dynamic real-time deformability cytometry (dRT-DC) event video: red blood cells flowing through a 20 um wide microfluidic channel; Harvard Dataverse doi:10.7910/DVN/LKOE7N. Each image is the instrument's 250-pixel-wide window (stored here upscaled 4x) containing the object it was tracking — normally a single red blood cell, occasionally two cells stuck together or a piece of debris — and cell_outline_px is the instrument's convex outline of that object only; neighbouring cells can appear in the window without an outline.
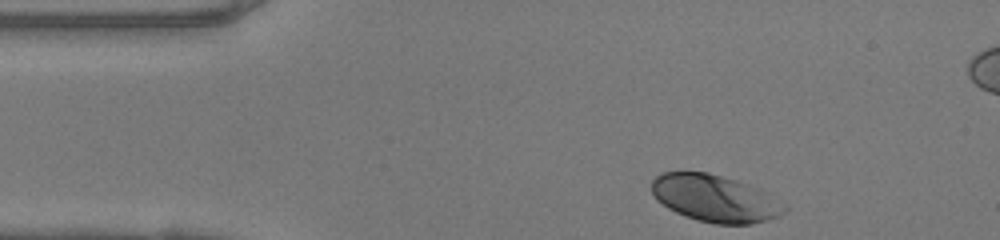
{"species": "human", "species_latin": "Homo sapiens", "temperature_condition": "warm", "stored_images_in_passage": 33, "camera_frame_rate_fps": 3000, "um_per_image_px": 0.085, "donor": {"sex": "female"}, "frame": {"image": 1, "passage_image": 1, "time_ms": 0.0, "image_size_px": [1000, 240], "cell_outline_px": [[788, 208], [780, 216], [768, 220], [752, 224], [716, 224], [684, 216], [668, 208], [656, 200], [652, 192], [652, 180], [656, 176], [664, 172], [708, 172], [736, 180], [760, 188], [788, 204]], "centroid_in_image_um": [60.83, 16.87], "position_along_channel_um": 24.2, "area_um2": 36.76}}
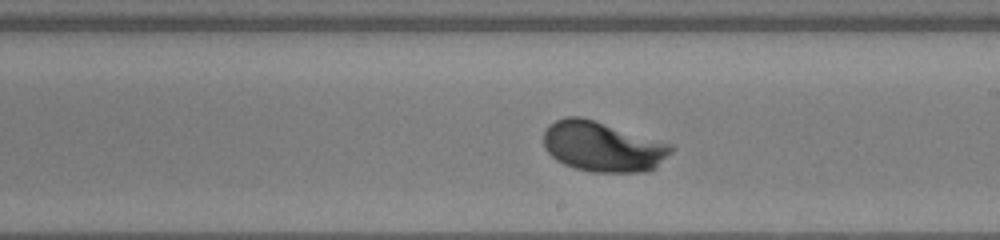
{"frame": {"image": 2, "passage_image": 21, "time_ms": 6.667, "image_size_px": [1000, 240], "cell_outline_px": [[676, 148], [656, 168], [648, 172], [592, 172], [576, 168], [564, 164], [556, 160], [544, 148], [544, 132], [548, 124], [556, 120], [568, 116], [580, 116], [672, 144]], "centroid_in_image_um": [51.24, 12.47], "position_along_channel_um": 237.8, "area_um2": 37.34}}
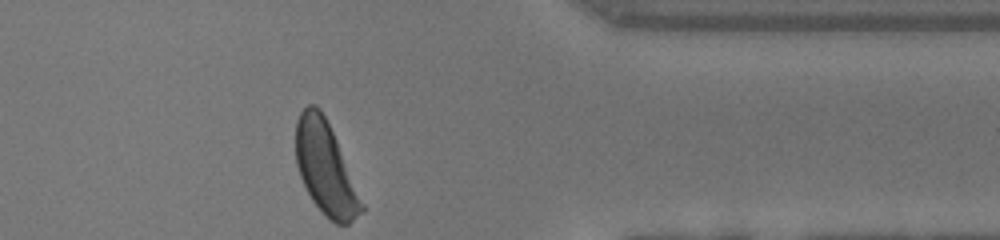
{"frame": {"image": 3, "passage_image": 33, "time_ms": 10.667, "image_size_px": [1000, 240], "cell_outline_px": [[364, 212], [348, 224], [336, 224], [312, 200], [300, 176], [296, 164], [296, 120], [300, 112], [308, 104], [316, 104], [320, 108], [336, 140], [364, 204]], "centroid_in_image_um": [27.66, 14.29], "position_along_channel_um": 383.7, "area_um2": 34.8}, "authors_computed_cell_mechanics": {"area_um2": 36.3562, "velocity_mm_per_s": 4.1122, "shape_relaxation_time_tau1_ms": 1.8177, "shape_relaxation_time_tau2_ms": null, "deformation_change_tau1": 0.1427, "deformation_change_tau2": null}}